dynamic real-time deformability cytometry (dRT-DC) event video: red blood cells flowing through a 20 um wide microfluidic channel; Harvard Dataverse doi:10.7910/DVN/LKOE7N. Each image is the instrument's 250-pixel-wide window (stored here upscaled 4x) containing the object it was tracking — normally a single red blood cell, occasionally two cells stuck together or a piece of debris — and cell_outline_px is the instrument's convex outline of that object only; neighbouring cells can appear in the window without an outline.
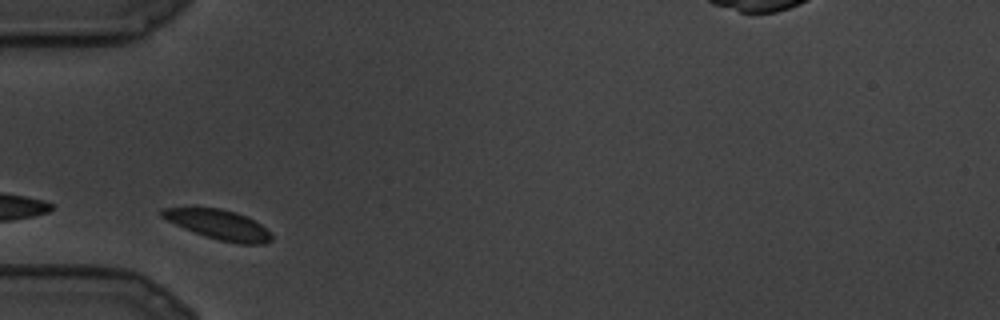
{"species": "common noctule bat (a hibernating species)", "species_latin": "Nyctalus noctula", "temperature_condition": "cold", "stored_images_in_passage": 4, "camera_frame_rate_fps": 3000, "um_per_image_px": 0.085, "animal": {"sex": "male", "body_mass_g": 19.5, "forearm_length_mm": 54.6}, "frame": {"image": 1, "passage_image": 1, "time_ms": 0.0, "image_size_px": [1000, 320], "cell_outline_px": [[272, 240], [264, 244], [240, 244], [220, 240], [184, 228], [160, 216], [160, 208], [220, 208], [236, 212], [260, 224], [272, 236]], "centroid_in_image_um": [18.59, 19.09], "position_along_channel_um": 66.4, "area_um2": 18.44}}
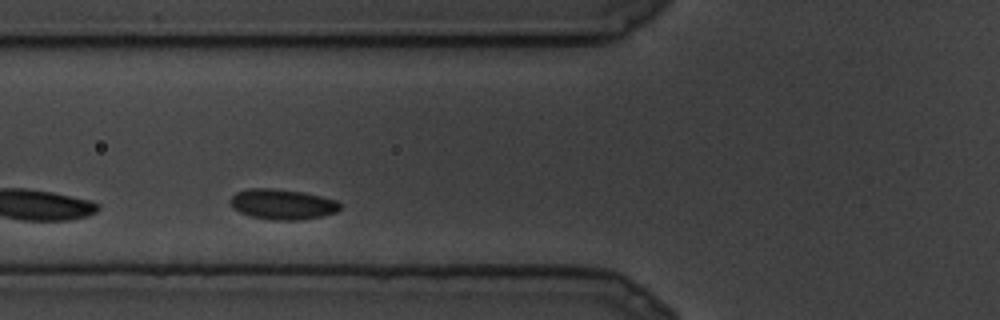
{"frame": {"image": 2, "passage_image": 2, "time_ms": 0.333, "image_size_px": [1000, 320], "cell_outline_px": [[340, 208], [336, 212], [320, 216], [296, 220], [272, 220], [252, 216], [240, 212], [232, 208], [232, 196], [236, 192], [248, 188], [272, 188], [304, 192], [336, 200], [340, 204]], "centroid_in_image_um": [24.0, 17.35], "position_along_channel_um": 101.8, "area_um2": 19.19}}